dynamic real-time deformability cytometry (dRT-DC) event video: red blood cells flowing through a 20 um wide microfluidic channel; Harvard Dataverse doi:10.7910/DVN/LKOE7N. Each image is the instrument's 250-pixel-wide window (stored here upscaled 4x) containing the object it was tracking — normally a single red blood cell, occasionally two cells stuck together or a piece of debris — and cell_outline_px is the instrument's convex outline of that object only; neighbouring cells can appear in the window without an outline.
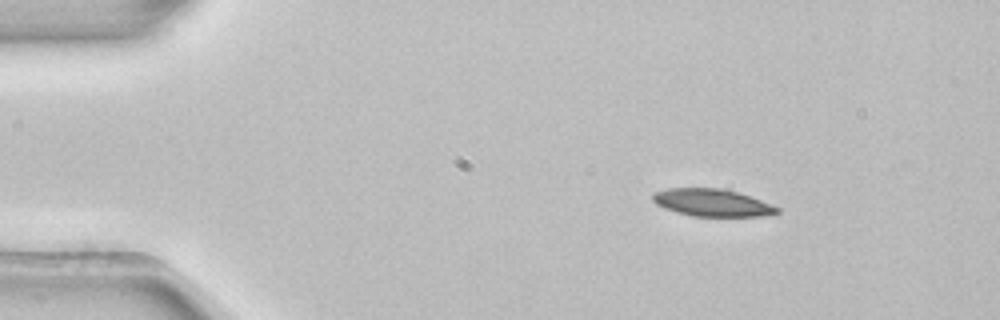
{"species": "common noctule bat (a hibernating species)", "species_latin": "Nyctalus noctula", "temperature_condition": "room temperature", "stored_images_in_passage": 3, "camera_frame_rate_fps": 3000, "um_per_image_px": 0.085, "animal": {"sex": "female", "body_mass_g": 22.7, "forearm_length_mm": 54.2}, "frame": {"image": 1, "passage_image": 1, "time_ms": 0.0, "image_size_px": [1000, 320], "cell_outline_px": [[780, 212], [764, 216], [692, 216], [676, 212], [664, 208], [656, 204], [652, 200], [652, 192], [668, 188], [720, 188], [736, 192], [760, 200], [780, 208]], "centroid_in_image_um": [60.48, 17.23], "position_along_channel_um": 24.5, "area_um2": 19.77}}
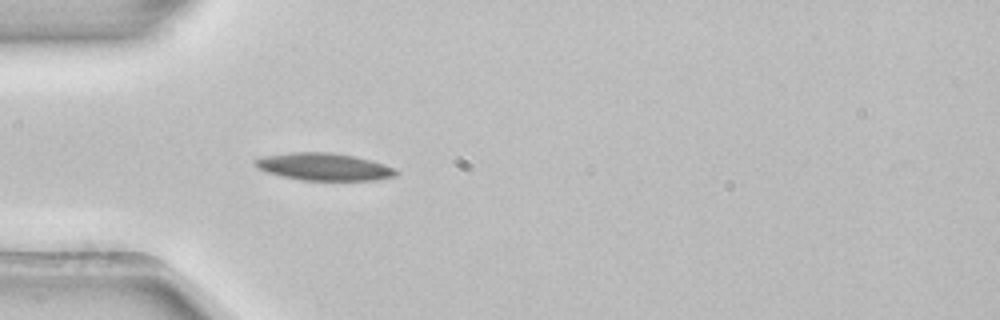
{"frame": {"image": 2, "passage_image": 3, "time_ms": 0.667, "image_size_px": [1000, 320], "cell_outline_px": [[400, 172], [396, 176], [376, 180], [300, 180], [268, 172], [252, 164], [252, 160], [264, 156], [292, 152], [332, 152], [356, 156], [372, 160], [396, 168]], "centroid_in_image_um": [27.59, 14.17], "position_along_channel_um": 57.4, "area_um2": 22.6}}